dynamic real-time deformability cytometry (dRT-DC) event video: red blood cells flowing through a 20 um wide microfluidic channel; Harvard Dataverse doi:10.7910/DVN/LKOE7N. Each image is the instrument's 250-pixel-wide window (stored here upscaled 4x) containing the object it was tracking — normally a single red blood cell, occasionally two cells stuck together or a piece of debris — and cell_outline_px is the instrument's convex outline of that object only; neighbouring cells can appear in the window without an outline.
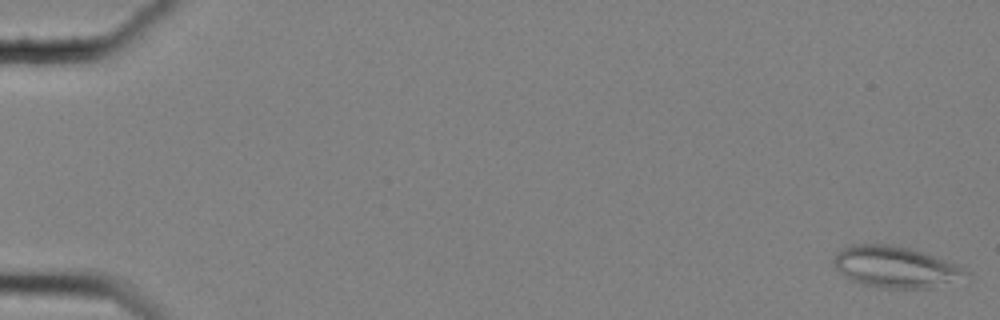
{"species": "common noctule bat (a hibernating species)", "species_latin": "Nyctalus noctula", "temperature_condition": "cold", "stored_images_in_passage": 58, "camera_frame_rate_fps": 3000, "um_per_image_px": 0.085, "animal": {"sex": "female", "body_mass_g": 25.1}, "frame": {"image": 1, "passage_image": 1, "time_ms": 0.0, "image_size_px": [1000, 320], "cell_outline_px": [[972, 272], [932, 288], [880, 288], [864, 284], [852, 280], [844, 276], [836, 268], [832, 260], [836, 252], [852, 244], [892, 244], [912, 248], [924, 252], [956, 264]], "centroid_in_image_um": [76.06, 22.67], "position_along_channel_um": 8.9, "area_um2": 31.62}}
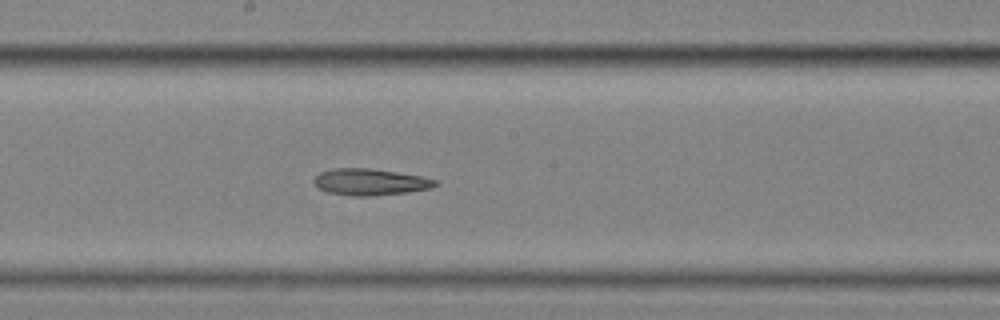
{"frame": {"image": 2, "passage_image": 33, "time_ms": 10.667, "image_size_px": [1000, 320], "cell_outline_px": [[440, 184], [432, 188], [408, 192], [368, 196], [352, 196], [328, 192], [320, 188], [312, 180], [320, 172], [332, 168], [368, 168], [396, 172], [420, 176], [436, 180]], "centroid_in_image_um": [31.47, 15.46], "position_along_channel_um": 216.7, "area_um2": 18.67}}
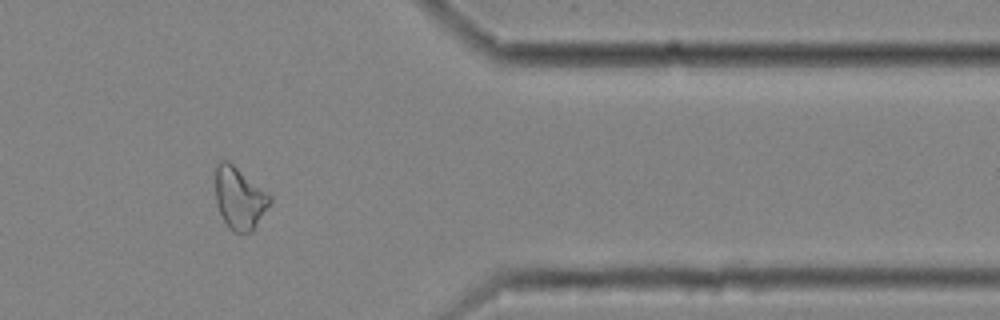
{"frame": {"image": 3, "passage_image": 49, "time_ms": 16.0, "image_size_px": [1000, 320], "cell_outline_px": [[272, 200], [252, 232], [240, 236], [232, 232], [228, 228], [216, 204], [216, 164], [220, 160], [228, 160], [268, 192], [272, 196]], "centroid_in_image_um": [20.36, 16.88], "position_along_channel_um": 391.0, "area_um2": 20.0}}